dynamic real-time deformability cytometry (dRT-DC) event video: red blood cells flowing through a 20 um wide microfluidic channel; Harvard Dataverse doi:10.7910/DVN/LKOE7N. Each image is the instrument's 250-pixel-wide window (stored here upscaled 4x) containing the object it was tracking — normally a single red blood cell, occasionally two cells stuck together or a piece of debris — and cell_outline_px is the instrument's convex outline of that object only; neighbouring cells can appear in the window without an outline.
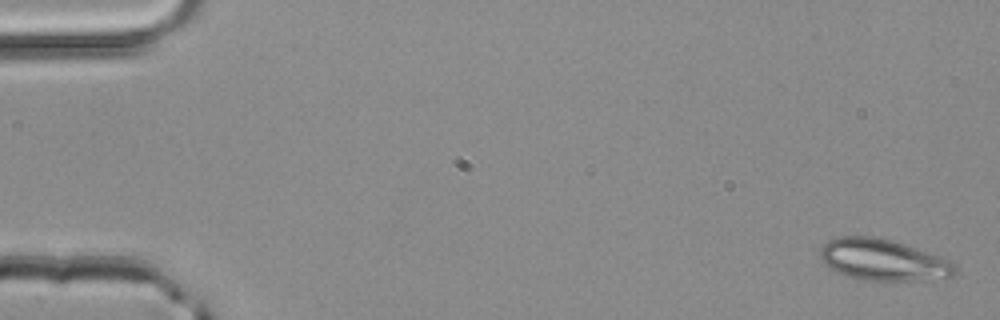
{"species": "common noctule bat (a hibernating species)", "species_latin": "Nyctalus noctula", "temperature_condition": "room temperature", "stored_images_in_passage": 4, "camera_frame_rate_fps": 3000, "um_per_image_px": 0.085, "animal": {"sex": "male", "body_mass_g": 20.4}, "frame": {"image": 1, "passage_image": 1, "time_ms": 0.0, "image_size_px": [1000, 320], "cell_outline_px": [[956, 272], [952, 276], [920, 280], [864, 280], [848, 276], [824, 264], [820, 256], [820, 248], [828, 240], [840, 236], [876, 236], [892, 240], [904, 244], [948, 260], [956, 264]], "centroid_in_image_um": [75.03, 22.08], "position_along_channel_um": 10.0, "area_um2": 32.08}}